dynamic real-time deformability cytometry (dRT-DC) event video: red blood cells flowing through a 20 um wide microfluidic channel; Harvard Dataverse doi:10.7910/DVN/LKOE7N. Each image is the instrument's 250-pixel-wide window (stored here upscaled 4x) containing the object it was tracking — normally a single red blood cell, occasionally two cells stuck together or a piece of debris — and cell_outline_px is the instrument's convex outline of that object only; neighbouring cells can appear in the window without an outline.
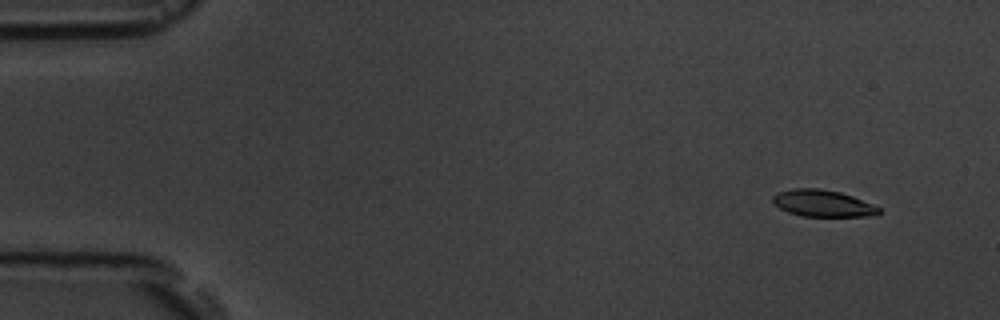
{"species": "common noctule bat (a hibernating species)", "species_latin": "Nyctalus noctula", "temperature_condition": "room temperature", "stored_images_in_passage": 5, "camera_frame_rate_fps": 3000, "um_per_image_px": 0.085, "animal": {"sex": "male", "body_mass_g": 19.5, "forearm_length_mm": 54.6}, "frame": {"image": 1, "passage_image": 1, "time_ms": 0.0, "image_size_px": [1000, 320], "cell_outline_px": [[880, 212], [876, 216], [804, 216], [788, 212], [772, 204], [772, 196], [776, 192], [792, 188], [820, 188], [840, 192], [852, 196], [872, 204], [880, 208]], "centroid_in_image_um": [69.89, 17.27], "position_along_channel_um": 15.1, "area_um2": 16.65}}
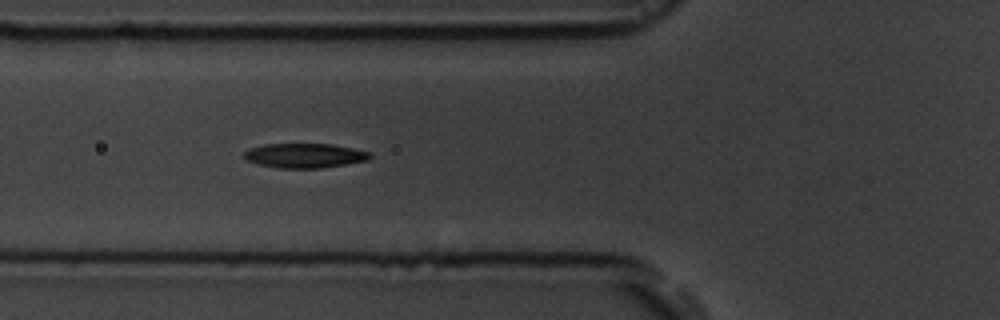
{"frame": {"image": 2, "passage_image": 5, "time_ms": 5.333, "image_size_px": [1000, 320], "cell_outline_px": [[372, 156], [368, 160], [324, 168], [276, 168], [256, 164], [244, 160], [244, 152], [252, 148], [264, 144], [332, 144], [372, 152]], "centroid_in_image_um": [25.9, 13.23], "position_along_channel_um": 99.9, "area_um2": 18.15}}